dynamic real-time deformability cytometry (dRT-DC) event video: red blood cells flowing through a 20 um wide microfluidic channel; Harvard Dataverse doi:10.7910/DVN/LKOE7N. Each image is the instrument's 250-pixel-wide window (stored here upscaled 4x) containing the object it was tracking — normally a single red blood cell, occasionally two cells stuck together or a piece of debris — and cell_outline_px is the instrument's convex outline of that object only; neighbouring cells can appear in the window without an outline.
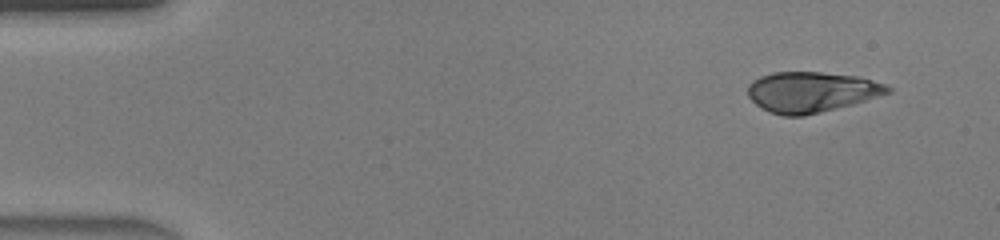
{"species": "human", "species_latin": "Homo sapiens", "temperature_condition": "warm", "stored_images_in_passage": 43, "camera_frame_rate_fps": 3000, "um_per_image_px": 0.085, "donor": {"sex": "male"}, "frame": {"image": 1, "passage_image": 1, "time_ms": 0.0, "image_size_px": [1000, 240], "cell_outline_px": [[892, 92], [852, 104], [804, 116], [784, 116], [768, 112], [756, 104], [748, 96], [748, 84], [752, 80], [760, 76], [772, 72], [820, 72], [856, 76], [872, 80], [884, 84], [892, 88]], "centroid_in_image_um": [68.93, 7.82], "position_along_channel_um": 16.1, "area_um2": 32.95}}
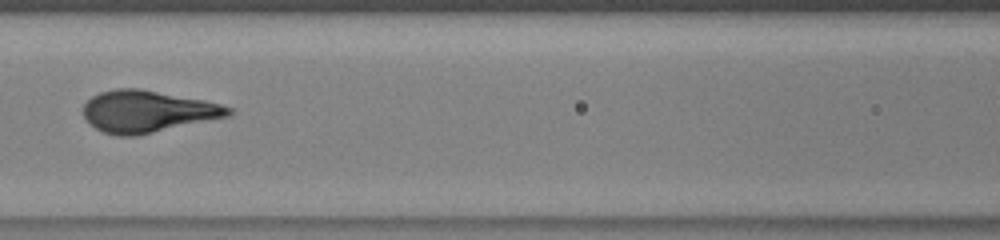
{"frame": {"image": 2, "passage_image": 18, "time_ms": 5.667, "image_size_px": [1000, 240], "cell_outline_px": [[232, 112], [228, 116], [136, 136], [116, 136], [104, 132], [96, 128], [84, 116], [84, 104], [92, 96], [100, 92], [116, 88], [140, 88], [204, 100], [220, 104], [232, 108]], "centroid_in_image_um": [12.52, 9.46], "position_along_channel_um": 154.1, "area_um2": 35.08}}
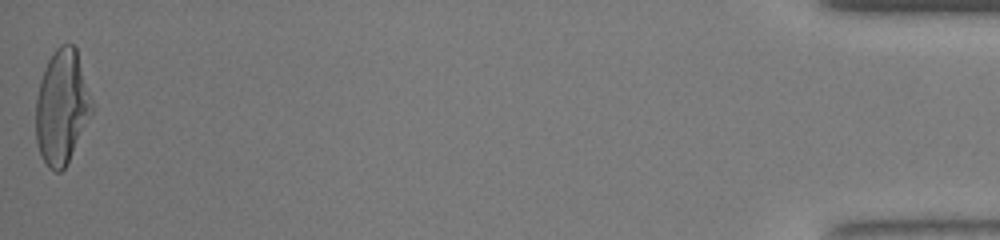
{"frame": {"image": 3, "passage_image": 43, "time_ms": 14.0, "image_size_px": [1000, 240], "cell_outline_px": [[92, 112], [68, 164], [60, 172], [56, 172], [48, 168], [40, 152], [36, 140], [36, 96], [40, 80], [44, 68], [48, 60], [56, 48], [60, 44], [72, 44], [76, 48], [92, 100]], "centroid_in_image_um": [5.25, 9.11], "position_along_channel_um": 430.0, "area_um2": 37.22}}